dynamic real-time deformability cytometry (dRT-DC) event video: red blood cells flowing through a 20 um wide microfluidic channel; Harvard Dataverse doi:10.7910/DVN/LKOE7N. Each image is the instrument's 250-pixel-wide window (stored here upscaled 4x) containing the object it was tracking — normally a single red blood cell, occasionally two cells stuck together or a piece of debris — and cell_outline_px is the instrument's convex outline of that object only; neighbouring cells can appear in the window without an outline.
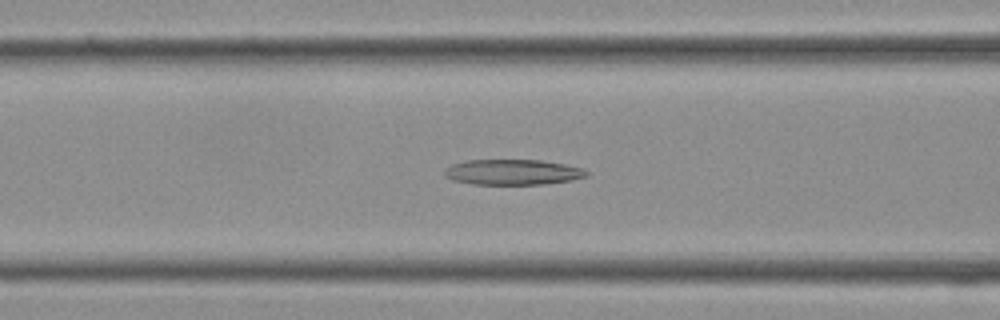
{"species": "Egyptian fruit bat (a non-hibernating species)", "species_latin": "Rousettus aegyptiacus", "temperature_condition": "cold", "stored_images_in_passage": 37, "camera_frame_rate_fps": 3000, "um_per_image_px": 0.085, "frame": {"image": 1, "passage_image": 14, "time_ms": 4.333, "image_size_px": [1000, 320], "cell_outline_px": [[588, 176], [572, 180], [544, 184], [472, 184], [452, 180], [444, 176], [444, 172], [452, 164], [464, 160], [540, 160], [564, 164], [584, 168], [588, 172]], "centroid_in_image_um": [43.59, 14.63], "position_along_channel_um": 123.0, "area_um2": 21.1}}
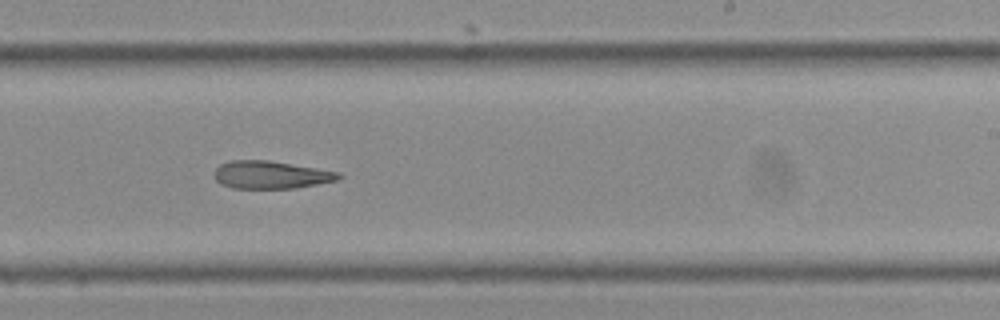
{"frame": {"image": 2, "passage_image": 22, "time_ms": 7.0, "image_size_px": [1000, 320], "cell_outline_px": [[344, 176], [340, 180], [296, 188], [232, 188], [220, 184], [216, 180], [216, 168], [220, 164], [228, 160], [268, 160], [340, 172]], "centroid_in_image_um": [23.06, 14.86], "position_along_channel_um": 265.9, "area_um2": 20.17}}
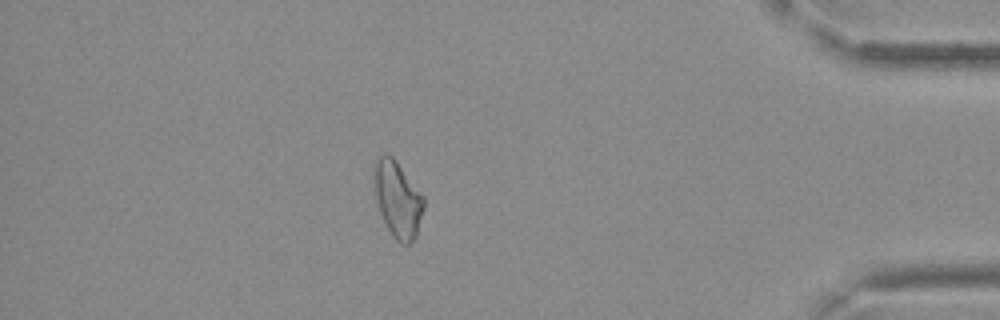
{"frame": {"image": 3, "passage_image": 32, "time_ms": 10.333, "image_size_px": [1000, 320], "cell_outline_px": [[424, 208], [416, 236], [408, 244], [400, 244], [392, 236], [380, 212], [376, 196], [372, 172], [372, 168], [376, 160], [380, 156], [392, 156], [396, 160], [424, 196]], "centroid_in_image_um": [33.8, 16.93], "position_along_channel_um": 401.4, "area_um2": 21.91}}